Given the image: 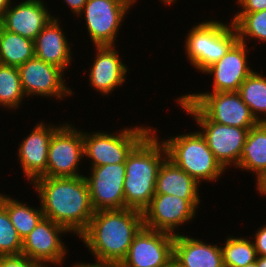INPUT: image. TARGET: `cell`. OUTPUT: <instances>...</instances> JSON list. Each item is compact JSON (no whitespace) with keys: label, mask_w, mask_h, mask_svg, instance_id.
Instances as JSON below:
<instances>
[{"label":"cell","mask_w":266,"mask_h":267,"mask_svg":"<svg viewBox=\"0 0 266 267\" xmlns=\"http://www.w3.org/2000/svg\"><path fill=\"white\" fill-rule=\"evenodd\" d=\"M0 204L7 210L10 221L22 240L44 218L41 204L40 207L35 208L34 205L30 206L18 198H12L2 192L0 193Z\"/></svg>","instance_id":"obj_24"},{"label":"cell","mask_w":266,"mask_h":267,"mask_svg":"<svg viewBox=\"0 0 266 267\" xmlns=\"http://www.w3.org/2000/svg\"><path fill=\"white\" fill-rule=\"evenodd\" d=\"M256 263L258 267H266V256H257Z\"/></svg>","instance_id":"obj_38"},{"label":"cell","mask_w":266,"mask_h":267,"mask_svg":"<svg viewBox=\"0 0 266 267\" xmlns=\"http://www.w3.org/2000/svg\"><path fill=\"white\" fill-rule=\"evenodd\" d=\"M235 168L253 172L255 177L266 169V131L259 124L248 131Z\"/></svg>","instance_id":"obj_23"},{"label":"cell","mask_w":266,"mask_h":267,"mask_svg":"<svg viewBox=\"0 0 266 267\" xmlns=\"http://www.w3.org/2000/svg\"><path fill=\"white\" fill-rule=\"evenodd\" d=\"M13 2V0H0V13L2 14Z\"/></svg>","instance_id":"obj_37"},{"label":"cell","mask_w":266,"mask_h":267,"mask_svg":"<svg viewBox=\"0 0 266 267\" xmlns=\"http://www.w3.org/2000/svg\"><path fill=\"white\" fill-rule=\"evenodd\" d=\"M94 60L89 71V85L102 96H110L127 82L130 69L124 64L117 46H93ZM116 88V89H115Z\"/></svg>","instance_id":"obj_18"},{"label":"cell","mask_w":266,"mask_h":267,"mask_svg":"<svg viewBox=\"0 0 266 267\" xmlns=\"http://www.w3.org/2000/svg\"><path fill=\"white\" fill-rule=\"evenodd\" d=\"M31 185L45 218L62 225L76 238L87 228L94 210L85 175L40 177Z\"/></svg>","instance_id":"obj_1"},{"label":"cell","mask_w":266,"mask_h":267,"mask_svg":"<svg viewBox=\"0 0 266 267\" xmlns=\"http://www.w3.org/2000/svg\"><path fill=\"white\" fill-rule=\"evenodd\" d=\"M23 92L27 99L33 96L64 99L74 95L68 86L65 72L54 65L34 57L18 67ZM67 84V85H66Z\"/></svg>","instance_id":"obj_12"},{"label":"cell","mask_w":266,"mask_h":267,"mask_svg":"<svg viewBox=\"0 0 266 267\" xmlns=\"http://www.w3.org/2000/svg\"><path fill=\"white\" fill-rule=\"evenodd\" d=\"M252 115L259 121L266 116V76L254 70L238 90Z\"/></svg>","instance_id":"obj_26"},{"label":"cell","mask_w":266,"mask_h":267,"mask_svg":"<svg viewBox=\"0 0 266 267\" xmlns=\"http://www.w3.org/2000/svg\"><path fill=\"white\" fill-rule=\"evenodd\" d=\"M168 159L190 175L199 185L214 183L226 172L215 159L205 138L200 132H184L162 139Z\"/></svg>","instance_id":"obj_4"},{"label":"cell","mask_w":266,"mask_h":267,"mask_svg":"<svg viewBox=\"0 0 266 267\" xmlns=\"http://www.w3.org/2000/svg\"><path fill=\"white\" fill-rule=\"evenodd\" d=\"M258 124L266 131V116L258 121Z\"/></svg>","instance_id":"obj_41"},{"label":"cell","mask_w":266,"mask_h":267,"mask_svg":"<svg viewBox=\"0 0 266 267\" xmlns=\"http://www.w3.org/2000/svg\"><path fill=\"white\" fill-rule=\"evenodd\" d=\"M53 16L34 40L35 57L68 72L74 62L71 43L63 30L59 15Z\"/></svg>","instance_id":"obj_20"},{"label":"cell","mask_w":266,"mask_h":267,"mask_svg":"<svg viewBox=\"0 0 266 267\" xmlns=\"http://www.w3.org/2000/svg\"><path fill=\"white\" fill-rule=\"evenodd\" d=\"M164 267H181L174 258H172Z\"/></svg>","instance_id":"obj_39"},{"label":"cell","mask_w":266,"mask_h":267,"mask_svg":"<svg viewBox=\"0 0 266 267\" xmlns=\"http://www.w3.org/2000/svg\"><path fill=\"white\" fill-rule=\"evenodd\" d=\"M135 3L138 0H88L77 17L85 20L92 45H116L124 18H127Z\"/></svg>","instance_id":"obj_8"},{"label":"cell","mask_w":266,"mask_h":267,"mask_svg":"<svg viewBox=\"0 0 266 267\" xmlns=\"http://www.w3.org/2000/svg\"><path fill=\"white\" fill-rule=\"evenodd\" d=\"M152 128L153 126L140 124L124 127L116 133L103 130L83 131L84 159H89V168L125 164L128 154Z\"/></svg>","instance_id":"obj_7"},{"label":"cell","mask_w":266,"mask_h":267,"mask_svg":"<svg viewBox=\"0 0 266 267\" xmlns=\"http://www.w3.org/2000/svg\"><path fill=\"white\" fill-rule=\"evenodd\" d=\"M68 233L71 234L65 227L44 217L22 240L21 254L43 267L63 266L68 248L61 238Z\"/></svg>","instance_id":"obj_11"},{"label":"cell","mask_w":266,"mask_h":267,"mask_svg":"<svg viewBox=\"0 0 266 267\" xmlns=\"http://www.w3.org/2000/svg\"><path fill=\"white\" fill-rule=\"evenodd\" d=\"M252 239L258 256H266V224L260 226Z\"/></svg>","instance_id":"obj_33"},{"label":"cell","mask_w":266,"mask_h":267,"mask_svg":"<svg viewBox=\"0 0 266 267\" xmlns=\"http://www.w3.org/2000/svg\"><path fill=\"white\" fill-rule=\"evenodd\" d=\"M87 1L88 0H63V3L67 5L69 8L68 10H70L75 17L83 10Z\"/></svg>","instance_id":"obj_35"},{"label":"cell","mask_w":266,"mask_h":267,"mask_svg":"<svg viewBox=\"0 0 266 267\" xmlns=\"http://www.w3.org/2000/svg\"><path fill=\"white\" fill-rule=\"evenodd\" d=\"M161 2L162 4H165L164 6H170V5H174V3L177 2V0H161Z\"/></svg>","instance_id":"obj_40"},{"label":"cell","mask_w":266,"mask_h":267,"mask_svg":"<svg viewBox=\"0 0 266 267\" xmlns=\"http://www.w3.org/2000/svg\"><path fill=\"white\" fill-rule=\"evenodd\" d=\"M198 211L185 199L175 195H154L142 212L144 226L177 235L186 224L196 218ZM183 225V226H182ZM178 230V232H177Z\"/></svg>","instance_id":"obj_15"},{"label":"cell","mask_w":266,"mask_h":267,"mask_svg":"<svg viewBox=\"0 0 266 267\" xmlns=\"http://www.w3.org/2000/svg\"><path fill=\"white\" fill-rule=\"evenodd\" d=\"M0 267H43L23 254L0 256Z\"/></svg>","instance_id":"obj_31"},{"label":"cell","mask_w":266,"mask_h":267,"mask_svg":"<svg viewBox=\"0 0 266 267\" xmlns=\"http://www.w3.org/2000/svg\"><path fill=\"white\" fill-rule=\"evenodd\" d=\"M218 244L180 233L174 236L173 258L181 267H224Z\"/></svg>","instance_id":"obj_21"},{"label":"cell","mask_w":266,"mask_h":267,"mask_svg":"<svg viewBox=\"0 0 266 267\" xmlns=\"http://www.w3.org/2000/svg\"><path fill=\"white\" fill-rule=\"evenodd\" d=\"M79 262V263H78ZM77 263L73 264L71 267H117L116 265L112 264H102V263H85L78 261Z\"/></svg>","instance_id":"obj_36"},{"label":"cell","mask_w":266,"mask_h":267,"mask_svg":"<svg viewBox=\"0 0 266 267\" xmlns=\"http://www.w3.org/2000/svg\"><path fill=\"white\" fill-rule=\"evenodd\" d=\"M183 96L213 122L245 129L258 124L238 92H190Z\"/></svg>","instance_id":"obj_10"},{"label":"cell","mask_w":266,"mask_h":267,"mask_svg":"<svg viewBox=\"0 0 266 267\" xmlns=\"http://www.w3.org/2000/svg\"><path fill=\"white\" fill-rule=\"evenodd\" d=\"M152 130L132 149L125 161L124 198L126 208L143 212L155 195L156 180L168 158L166 147Z\"/></svg>","instance_id":"obj_3"},{"label":"cell","mask_w":266,"mask_h":267,"mask_svg":"<svg viewBox=\"0 0 266 267\" xmlns=\"http://www.w3.org/2000/svg\"><path fill=\"white\" fill-rule=\"evenodd\" d=\"M174 236L143 226L117 267H164L173 258Z\"/></svg>","instance_id":"obj_14"},{"label":"cell","mask_w":266,"mask_h":267,"mask_svg":"<svg viewBox=\"0 0 266 267\" xmlns=\"http://www.w3.org/2000/svg\"><path fill=\"white\" fill-rule=\"evenodd\" d=\"M251 238L227 235L224 245L221 246L224 267H245L256 261L258 255Z\"/></svg>","instance_id":"obj_27"},{"label":"cell","mask_w":266,"mask_h":267,"mask_svg":"<svg viewBox=\"0 0 266 267\" xmlns=\"http://www.w3.org/2000/svg\"><path fill=\"white\" fill-rule=\"evenodd\" d=\"M177 106L187 113L200 134L205 138L215 159L227 171L228 167H236L240 161V153L250 129L223 125L211 121L194 103H190L183 95L175 100Z\"/></svg>","instance_id":"obj_6"},{"label":"cell","mask_w":266,"mask_h":267,"mask_svg":"<svg viewBox=\"0 0 266 267\" xmlns=\"http://www.w3.org/2000/svg\"><path fill=\"white\" fill-rule=\"evenodd\" d=\"M47 123L43 120L38 122L18 145L17 159L30 185L36 179L46 177L49 143L53 133L61 126Z\"/></svg>","instance_id":"obj_16"},{"label":"cell","mask_w":266,"mask_h":267,"mask_svg":"<svg viewBox=\"0 0 266 267\" xmlns=\"http://www.w3.org/2000/svg\"><path fill=\"white\" fill-rule=\"evenodd\" d=\"M231 19L238 41L247 44L252 39L266 43V10L253 13H235Z\"/></svg>","instance_id":"obj_29"},{"label":"cell","mask_w":266,"mask_h":267,"mask_svg":"<svg viewBox=\"0 0 266 267\" xmlns=\"http://www.w3.org/2000/svg\"><path fill=\"white\" fill-rule=\"evenodd\" d=\"M25 98L18 67L0 64L1 109L19 110Z\"/></svg>","instance_id":"obj_28"},{"label":"cell","mask_w":266,"mask_h":267,"mask_svg":"<svg viewBox=\"0 0 266 267\" xmlns=\"http://www.w3.org/2000/svg\"><path fill=\"white\" fill-rule=\"evenodd\" d=\"M89 170L85 179L94 212L125 209V164H110Z\"/></svg>","instance_id":"obj_13"},{"label":"cell","mask_w":266,"mask_h":267,"mask_svg":"<svg viewBox=\"0 0 266 267\" xmlns=\"http://www.w3.org/2000/svg\"><path fill=\"white\" fill-rule=\"evenodd\" d=\"M13 3L1 14V27L34 41L54 16L43 0Z\"/></svg>","instance_id":"obj_19"},{"label":"cell","mask_w":266,"mask_h":267,"mask_svg":"<svg viewBox=\"0 0 266 267\" xmlns=\"http://www.w3.org/2000/svg\"><path fill=\"white\" fill-rule=\"evenodd\" d=\"M22 239L10 221L7 210L0 204V256L19 255Z\"/></svg>","instance_id":"obj_30"},{"label":"cell","mask_w":266,"mask_h":267,"mask_svg":"<svg viewBox=\"0 0 266 267\" xmlns=\"http://www.w3.org/2000/svg\"><path fill=\"white\" fill-rule=\"evenodd\" d=\"M257 193L263 198L266 197V169L255 177Z\"/></svg>","instance_id":"obj_34"},{"label":"cell","mask_w":266,"mask_h":267,"mask_svg":"<svg viewBox=\"0 0 266 267\" xmlns=\"http://www.w3.org/2000/svg\"><path fill=\"white\" fill-rule=\"evenodd\" d=\"M143 226V213L138 210H101L94 212L87 228L78 238L93 255L94 263L118 266Z\"/></svg>","instance_id":"obj_2"},{"label":"cell","mask_w":266,"mask_h":267,"mask_svg":"<svg viewBox=\"0 0 266 267\" xmlns=\"http://www.w3.org/2000/svg\"><path fill=\"white\" fill-rule=\"evenodd\" d=\"M238 5L237 13H253L266 10V0H236Z\"/></svg>","instance_id":"obj_32"},{"label":"cell","mask_w":266,"mask_h":267,"mask_svg":"<svg viewBox=\"0 0 266 267\" xmlns=\"http://www.w3.org/2000/svg\"><path fill=\"white\" fill-rule=\"evenodd\" d=\"M34 57L33 40L0 27V64L19 67Z\"/></svg>","instance_id":"obj_25"},{"label":"cell","mask_w":266,"mask_h":267,"mask_svg":"<svg viewBox=\"0 0 266 267\" xmlns=\"http://www.w3.org/2000/svg\"><path fill=\"white\" fill-rule=\"evenodd\" d=\"M245 267H258L256 261L253 263L247 264Z\"/></svg>","instance_id":"obj_42"},{"label":"cell","mask_w":266,"mask_h":267,"mask_svg":"<svg viewBox=\"0 0 266 267\" xmlns=\"http://www.w3.org/2000/svg\"><path fill=\"white\" fill-rule=\"evenodd\" d=\"M210 19L193 25L184 40L187 61L202 73L238 41L237 31L231 22Z\"/></svg>","instance_id":"obj_5"},{"label":"cell","mask_w":266,"mask_h":267,"mask_svg":"<svg viewBox=\"0 0 266 267\" xmlns=\"http://www.w3.org/2000/svg\"><path fill=\"white\" fill-rule=\"evenodd\" d=\"M200 185L168 158L163 162L156 180L155 195H175L187 200L196 210L200 206Z\"/></svg>","instance_id":"obj_22"},{"label":"cell","mask_w":266,"mask_h":267,"mask_svg":"<svg viewBox=\"0 0 266 267\" xmlns=\"http://www.w3.org/2000/svg\"><path fill=\"white\" fill-rule=\"evenodd\" d=\"M250 50L247 44L237 41L219 61L203 72L213 77L211 92H238L240 85L254 71L248 65Z\"/></svg>","instance_id":"obj_17"},{"label":"cell","mask_w":266,"mask_h":267,"mask_svg":"<svg viewBox=\"0 0 266 267\" xmlns=\"http://www.w3.org/2000/svg\"><path fill=\"white\" fill-rule=\"evenodd\" d=\"M68 122L53 133L48 148L46 177H79L84 159L83 130ZM80 172V173H79Z\"/></svg>","instance_id":"obj_9"}]
</instances>
